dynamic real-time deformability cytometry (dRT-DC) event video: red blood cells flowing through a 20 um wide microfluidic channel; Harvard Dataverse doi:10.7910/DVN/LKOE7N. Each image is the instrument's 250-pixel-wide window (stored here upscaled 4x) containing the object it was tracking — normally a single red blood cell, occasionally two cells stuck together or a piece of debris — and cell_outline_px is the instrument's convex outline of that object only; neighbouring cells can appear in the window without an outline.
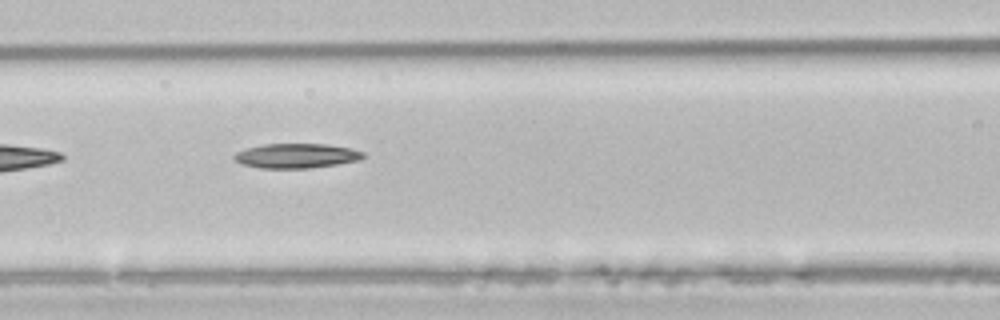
{"species": "common noctule bat (a hibernating species)", "species_latin": "Nyctalus noctula", "temperature_condition": "room temperature", "stored_images_in_passage": 6, "camera_frame_rate_fps": 3000, "um_per_image_px": 0.085, "animal": {"sex": "male", "body_mass_g": 21.5, "forearm_length_mm": 52.0}, "frame": {"image": 1, "passage_image": 5, "time_ms": 5.333, "image_size_px": [1000, 320], "cell_outline_px": [[368, 156], [360, 160], [336, 164], [308, 168], [260, 168], [240, 164], [232, 156], [236, 152], [260, 144], [328, 144], [352, 148], [364, 152]], "centroid_in_image_um": [25.22, 13.24], "position_along_channel_um": 141.4, "area_um2": 18.67}}
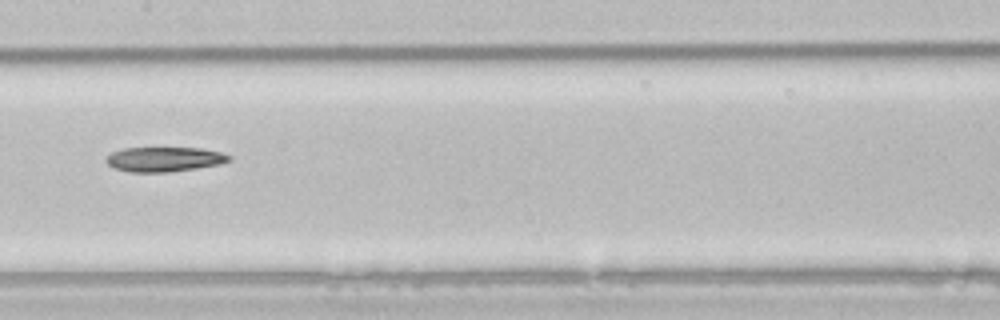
{"frame": {"image": 2, "passage_image": 6, "time_ms": 6.667, "image_size_px": [1000, 320], "cell_outline_px": [[232, 160], [220, 164], [196, 168], [168, 172], [128, 172], [116, 168], [108, 164], [104, 160], [112, 152], [124, 148], [200, 148], [220, 152], [232, 156]], "centroid_in_image_um": [13.98, 13.54], "position_along_channel_um": 193.4, "area_um2": 17.63}}